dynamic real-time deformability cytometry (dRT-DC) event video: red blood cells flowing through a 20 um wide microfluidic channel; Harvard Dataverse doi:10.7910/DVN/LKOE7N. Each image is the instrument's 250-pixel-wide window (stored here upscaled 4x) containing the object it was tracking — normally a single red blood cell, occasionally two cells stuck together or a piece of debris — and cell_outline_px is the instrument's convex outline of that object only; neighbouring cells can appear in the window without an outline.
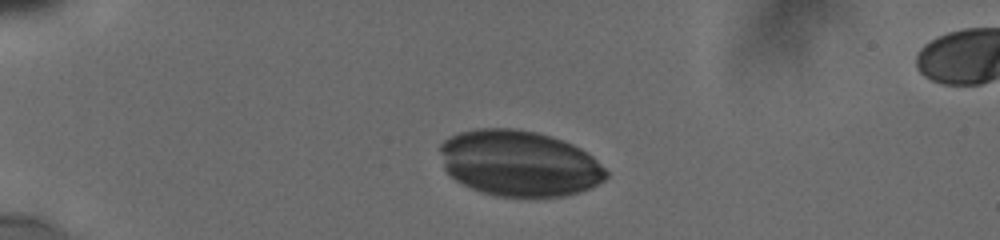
{"species": "human", "species_latin": "Homo sapiens", "temperature_condition": "cold", "stored_images_in_passage": 9, "camera_frame_rate_fps": 3000, "um_per_image_px": 0.085, "donor": {"sex": "male"}, "frame": {"image": 1, "passage_image": 6, "time_ms": 2.333, "image_size_px": [1000, 240], "cell_outline_px": [[608, 176], [604, 180], [592, 188], [580, 192], [564, 196], [496, 196], [480, 192], [456, 180], [444, 168], [440, 152], [440, 144], [448, 136], [456, 132], [476, 128], [512, 128], [536, 132], [552, 136], [564, 140], [588, 152], [608, 172]], "centroid_in_image_um": [44.13, 13.87], "position_along_channel_um": 40.9, "area_um2": 64.04}}